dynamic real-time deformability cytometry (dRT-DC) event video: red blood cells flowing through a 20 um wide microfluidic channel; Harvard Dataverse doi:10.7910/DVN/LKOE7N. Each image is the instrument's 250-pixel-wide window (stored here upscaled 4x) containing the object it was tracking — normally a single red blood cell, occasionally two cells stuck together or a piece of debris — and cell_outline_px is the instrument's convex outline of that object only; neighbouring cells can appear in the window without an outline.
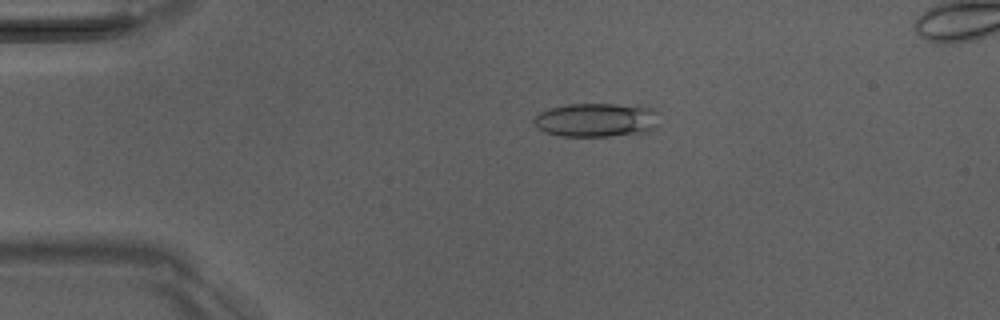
{"species": "Egyptian fruit bat (a non-hibernating species)", "species_latin": "Rousettus aegyptiacus", "temperature_condition": "room temperature", "stored_images_in_passage": 43, "segment_of_instrument_passage": [1, 2], "camera_frame_rate_fps": 3000, "um_per_image_px": 0.085, "animal": {"sex": "male"}, "frame": {"image": 1, "passage_image": 2, "time_ms": 0.333, "image_size_px": [1000, 320], "cell_outline_px": [[656, 128], [648, 132], [608, 136], [564, 136], [544, 132], [536, 128], [532, 120], [540, 112], [548, 108], [568, 104], [636, 104], [652, 108], [656, 112]], "centroid_in_image_um": [50.68, 10.19], "position_along_channel_um": 34.3, "area_um2": 25.03}}
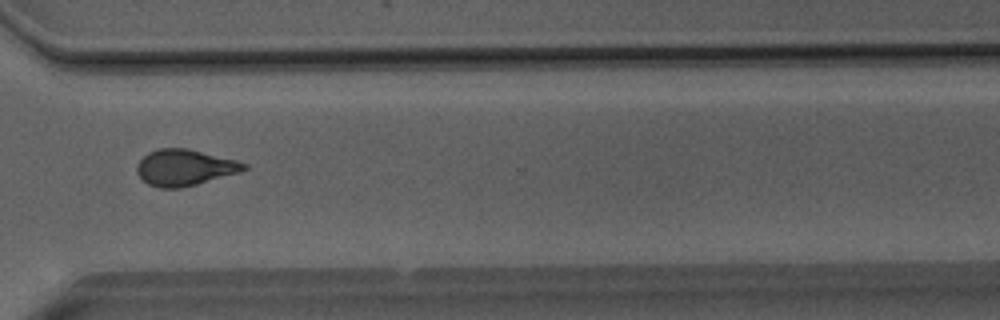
{"frame": {"image": 2, "passage_image": 29, "time_ms": 9.333, "image_size_px": [1000, 320], "cell_outline_px": [[248, 168], [240, 172], [196, 184], [180, 188], [160, 188], [148, 184], [136, 172], [136, 164], [148, 152], [156, 148], [188, 148], [236, 160], [248, 164]], "centroid_in_image_um": [15.68, 14.23], "position_along_channel_um": 354.9, "area_um2": 22.6}}
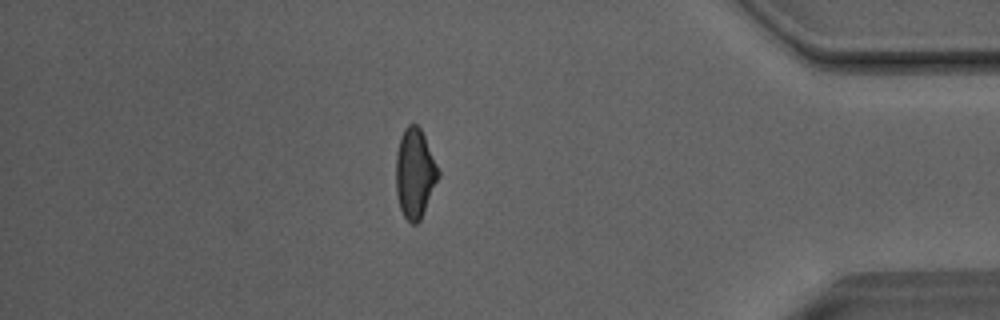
{"frame": {"image": 3, "passage_image": 35, "time_ms": 11.333, "image_size_px": [1000, 320], "cell_outline_px": [[440, 176], [420, 220], [416, 224], [412, 224], [404, 216], [400, 208], [396, 192], [396, 152], [400, 136], [404, 128], [408, 124], [416, 124], [420, 128], [424, 136], [440, 172]], "centroid_in_image_um": [35.25, 14.72], "position_along_channel_um": 399.9, "area_um2": 22.08}}